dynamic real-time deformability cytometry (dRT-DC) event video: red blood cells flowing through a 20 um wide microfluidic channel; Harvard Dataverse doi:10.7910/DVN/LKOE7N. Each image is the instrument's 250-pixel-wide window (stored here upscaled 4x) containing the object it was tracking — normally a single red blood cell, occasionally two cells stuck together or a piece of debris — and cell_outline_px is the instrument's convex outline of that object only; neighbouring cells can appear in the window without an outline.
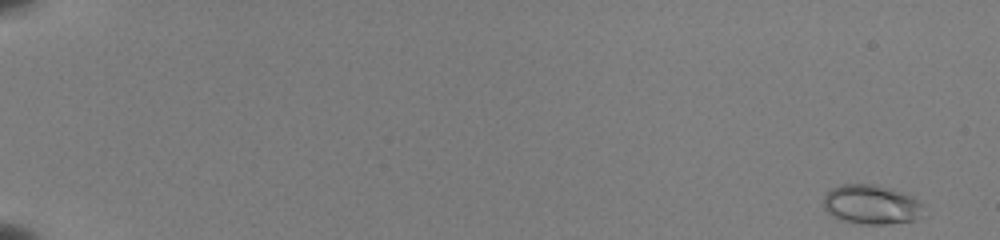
{"species": "common noctule bat (a hibernating species)", "species_latin": "Nyctalus noctula", "temperature_condition": "room temperature", "stored_images_in_passage": 54, "camera_frame_rate_fps": 3000, "um_per_image_px": 0.085, "animal": {"sex": "female", "body_mass_g": 22.0, "forearm_length_mm": 56.7}, "frame": {"image": 1, "passage_image": 2, "time_ms": 0.333, "image_size_px": [1000, 240], "cell_outline_px": [[920, 204], [916, 220], [884, 224], [860, 224], [840, 220], [832, 216], [824, 208], [824, 196], [832, 188], [840, 184], [876, 184], [912, 196]], "centroid_in_image_um": [73.97, 17.38], "position_along_channel_um": 11.0, "area_um2": 22.54}}
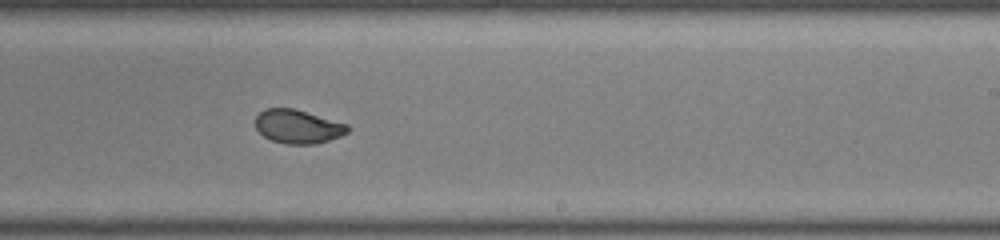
{"frame": {"image": 2, "passage_image": 36, "time_ms": 11.667, "image_size_px": [1000, 240], "cell_outline_px": [[352, 128], [348, 132], [340, 136], [316, 144], [284, 144], [272, 140], [264, 136], [256, 128], [256, 116], [264, 108], [296, 108], [348, 124]], "centroid_in_image_um": [25.35, 10.74], "position_along_channel_um": 263.7, "area_um2": 18.32}}
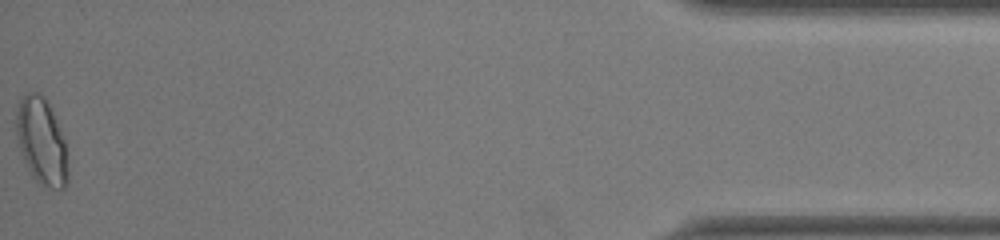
{"frame": {"image": 3, "passage_image": 54, "time_ms": 17.667, "image_size_px": [1000, 240], "cell_outline_px": [[68, 180], [64, 188], [44, 188], [32, 176], [20, 152], [16, 132], [16, 116], [20, 100], [28, 92], [40, 92], [44, 96], [56, 120], [64, 140], [68, 168]], "centroid_in_image_um": [3.53, 12.04], "position_along_channel_um": 431.7, "area_um2": 25.89}, "authors_computed_cell_mechanics": {"area_um2": 19.7965, "velocity_mm_per_s": 3.9725, "shape_relaxation_time_tau1_ms": 6.4218, "shape_relaxation_time_tau2_ms": null, "deformation_change_tau1": 0.1918, "deformation_change_tau2": null}}